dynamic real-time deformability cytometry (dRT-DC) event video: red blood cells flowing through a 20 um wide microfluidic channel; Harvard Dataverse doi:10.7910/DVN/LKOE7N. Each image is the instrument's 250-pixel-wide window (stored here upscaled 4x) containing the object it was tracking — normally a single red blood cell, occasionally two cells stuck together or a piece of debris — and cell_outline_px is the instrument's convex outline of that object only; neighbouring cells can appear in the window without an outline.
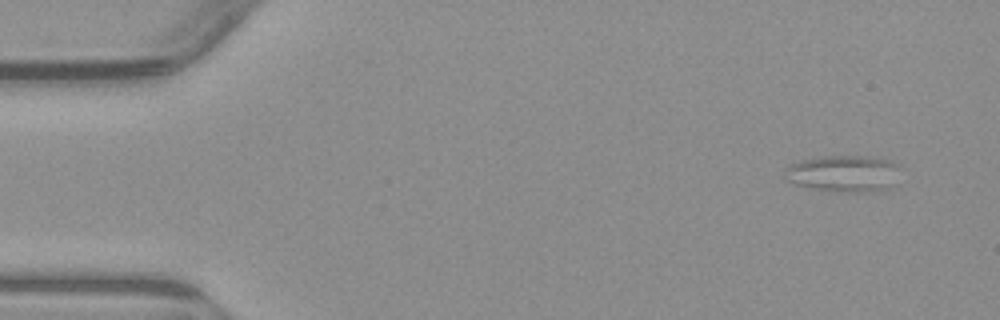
{"species": "common noctule bat (a hibernating species)", "species_latin": "Nyctalus noctula", "temperature_condition": "warm", "stored_images_in_passage": 5, "camera_frame_rate_fps": 3000, "um_per_image_px": 0.085, "animal": {"sex": "male", "body_mass_g": 23.1, "forearm_length_mm": 52.7}, "frame": {"image": 1, "passage_image": 1, "time_ms": 0.0, "image_size_px": [1000, 320], "cell_outline_px": [[900, 168], [896, 184], [892, 188], [880, 192], [848, 192], [812, 188], [796, 184], [784, 180], [784, 168], [788, 164], [800, 160], [820, 156], [864, 156], [888, 160], [900, 164]], "centroid_in_image_um": [71.74, 14.76], "position_along_channel_um": 13.3, "area_um2": 25.32}}
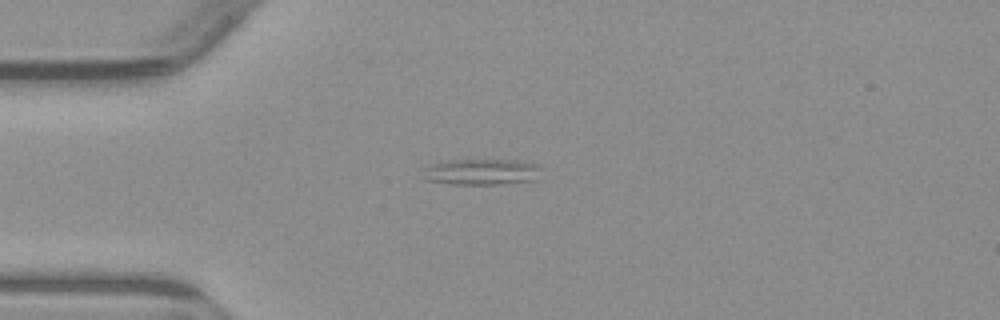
{"frame": {"image": 2, "passage_image": 4, "time_ms": 3.333, "image_size_px": [1000, 320], "cell_outline_px": [[540, 168], [536, 180], [500, 184], [448, 184], [424, 180], [420, 176], [424, 168], [432, 164], [452, 160], [516, 160], [536, 164]], "centroid_in_image_um": [40.86, 14.62], "position_along_channel_um": 44.1, "area_um2": 18.03}}
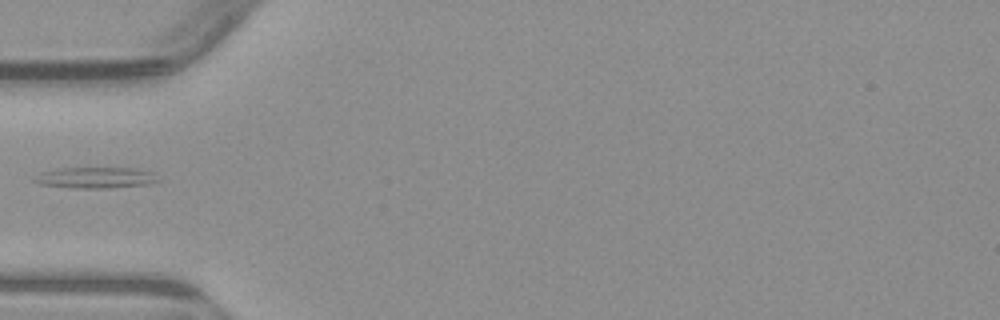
{"frame": {"image": 3, "passage_image": 5, "time_ms": 4.667, "image_size_px": [1000, 320], "cell_outline_px": [[160, 180], [148, 184], [108, 188], [72, 188], [40, 184], [32, 180], [44, 172], [60, 168], [136, 168], [152, 172]], "centroid_in_image_um": [8.17, 15.1], "position_along_channel_um": 76.8, "area_um2": 14.97}}